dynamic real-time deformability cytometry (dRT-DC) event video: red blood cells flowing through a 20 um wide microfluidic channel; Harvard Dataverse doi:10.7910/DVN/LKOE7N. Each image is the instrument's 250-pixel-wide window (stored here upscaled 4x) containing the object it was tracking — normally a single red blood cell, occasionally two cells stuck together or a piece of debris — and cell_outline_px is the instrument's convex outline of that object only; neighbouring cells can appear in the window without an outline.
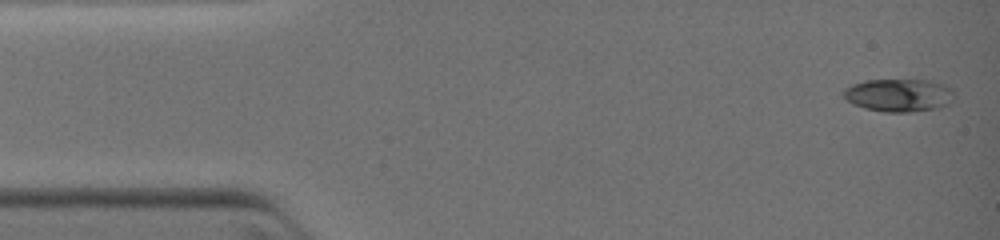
{"species": "common noctule bat (a hibernating species)", "species_latin": "Nyctalus noctula", "temperature_condition": "warm", "stored_images_in_passage": 39, "camera_frame_rate_fps": 3000, "um_per_image_px": 0.085, "animal": {"sex": "female", "body_mass_g": 19.0, "forearm_length_mm": 51.5}, "frame": {"image": 1, "passage_image": 1, "time_ms": 0.0, "image_size_px": [1000, 240], "cell_outline_px": [[956, 92], [948, 104], [936, 108], [908, 112], [884, 112], [864, 108], [852, 104], [840, 92], [844, 88], [852, 84], [864, 80], [932, 80], [944, 84], [952, 88]], "centroid_in_image_um": [76.39, 8.08], "position_along_channel_um": 8.6, "area_um2": 21.44}}
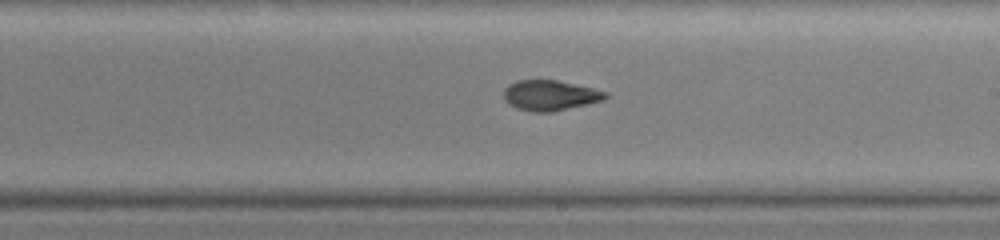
{"frame": {"image": 2, "passage_image": 23, "time_ms": 7.0, "image_size_px": [1000, 240], "cell_outline_px": [[608, 96], [604, 100], [588, 104], [552, 112], [532, 112], [516, 108], [508, 104], [504, 100], [504, 88], [508, 84], [516, 80], [556, 80], [592, 88], [608, 92]], "centroid_in_image_um": [46.73, 8.11], "position_along_channel_um": 242.3, "area_um2": 18.09}}
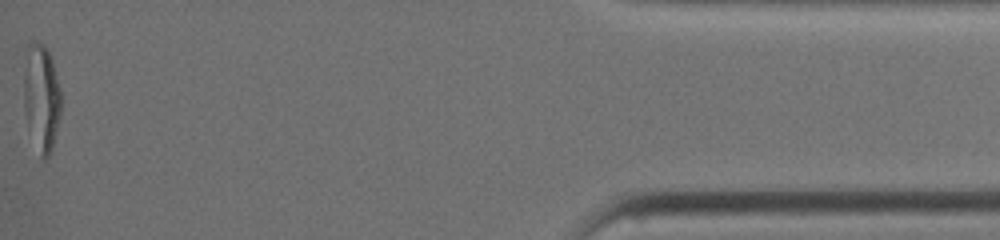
{"frame": {"image": 3, "passage_image": 39, "time_ms": 12.667, "image_size_px": [1000, 240], "cell_outline_px": [[60, 116], [52, 148], [48, 156], [44, 160], [40, 156], [28, 124], [24, 108], [24, 72], [28, 44], [32, 40], [36, 40], [44, 44], [48, 48], [52, 56], [60, 88]], "centroid_in_image_um": [3.53, 8.21], "position_along_channel_um": 431.7, "area_um2": 23.18}}